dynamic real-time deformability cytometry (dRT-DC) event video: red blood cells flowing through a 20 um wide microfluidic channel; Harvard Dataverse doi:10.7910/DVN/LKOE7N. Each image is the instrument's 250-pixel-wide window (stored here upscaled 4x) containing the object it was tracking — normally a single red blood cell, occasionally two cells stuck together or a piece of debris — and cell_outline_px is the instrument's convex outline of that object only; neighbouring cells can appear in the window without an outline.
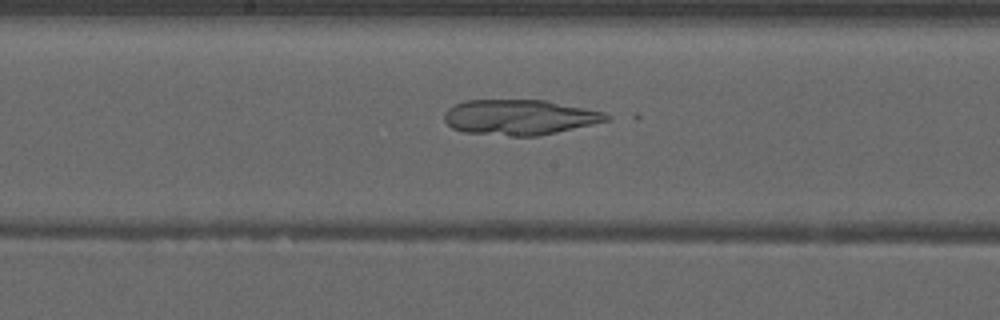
{"species": "common noctule bat (a hibernating species)", "species_latin": "Nyctalus noctula", "temperature_condition": "warm", "stored_images_in_passage": 41, "camera_frame_rate_fps": 3000, "um_per_image_px": 0.085, "animal": {"sex": "male", "forearm_length_mm": 52.5}, "frame": {"image": 1, "passage_image": 17, "time_ms": 5.333, "image_size_px": [1000, 320], "cell_outline_px": [[608, 120], [592, 124], [556, 132], [536, 136], [512, 136], [464, 132], [452, 128], [444, 120], [444, 112], [452, 104], [468, 100], [544, 100], [604, 112], [608, 116]], "centroid_in_image_um": [44.09, 9.96], "position_along_channel_um": 204.1, "area_um2": 33.06}}
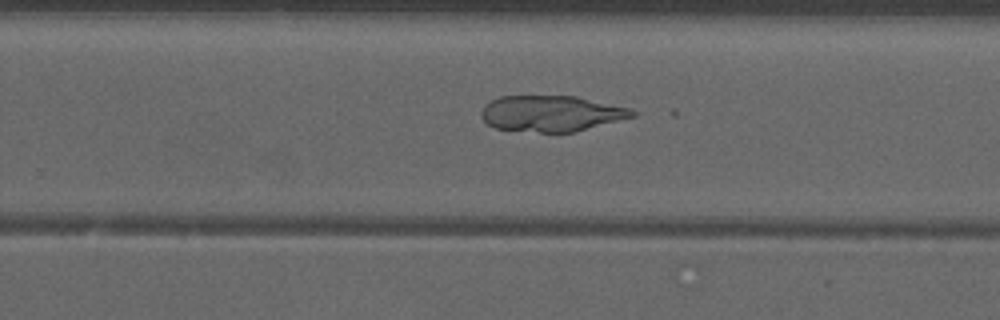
{"frame": {"image": 2, "passage_image": 23, "time_ms": 7.333, "image_size_px": [1000, 320], "cell_outline_px": [[636, 116], [576, 132], [540, 132], [496, 128], [488, 124], [480, 116], [484, 104], [500, 96], [576, 96], [628, 108], [636, 112]], "centroid_in_image_um": [46.86, 9.65], "position_along_channel_um": 282.9, "area_um2": 31.5}}
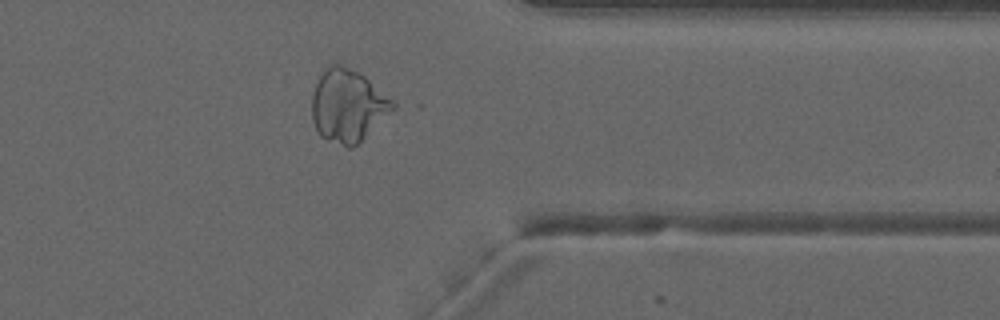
{"frame": {"image": 3, "passage_image": 31, "time_ms": 10.0, "image_size_px": [1000, 320], "cell_outline_px": [[400, 104], [396, 108], [352, 148], [348, 148], [328, 140], [320, 136], [312, 120], [312, 96], [316, 84], [320, 76], [328, 64], [340, 64], [364, 76]], "centroid_in_image_um": [29.59, 8.98], "position_along_channel_um": 381.8, "area_um2": 34.16}}